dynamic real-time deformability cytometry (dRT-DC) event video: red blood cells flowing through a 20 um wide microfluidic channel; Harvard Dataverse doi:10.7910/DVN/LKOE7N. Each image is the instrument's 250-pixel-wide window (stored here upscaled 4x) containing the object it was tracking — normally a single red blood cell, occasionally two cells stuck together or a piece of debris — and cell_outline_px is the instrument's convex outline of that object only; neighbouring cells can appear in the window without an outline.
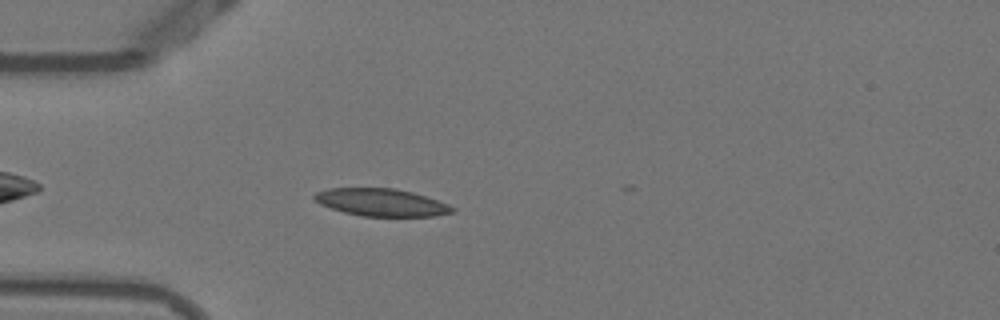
{"species": "Egyptian fruit bat (a non-hibernating species)", "species_latin": "Rousettus aegyptiacus", "temperature_condition": "warm", "stored_images_in_passage": 7, "camera_frame_rate_fps": 3000, "um_per_image_px": 0.085, "animal": {"sex": "female"}, "frame": {"image": 1, "passage_image": 5, "time_ms": 1.333, "image_size_px": [1000, 320], "cell_outline_px": [[456, 212], [436, 216], [360, 216], [344, 212], [320, 204], [312, 196], [316, 192], [328, 188], [396, 188], [412, 192], [448, 204], [456, 208]], "centroid_in_image_um": [32.43, 17.2], "position_along_channel_um": 52.6, "area_um2": 22.08}}